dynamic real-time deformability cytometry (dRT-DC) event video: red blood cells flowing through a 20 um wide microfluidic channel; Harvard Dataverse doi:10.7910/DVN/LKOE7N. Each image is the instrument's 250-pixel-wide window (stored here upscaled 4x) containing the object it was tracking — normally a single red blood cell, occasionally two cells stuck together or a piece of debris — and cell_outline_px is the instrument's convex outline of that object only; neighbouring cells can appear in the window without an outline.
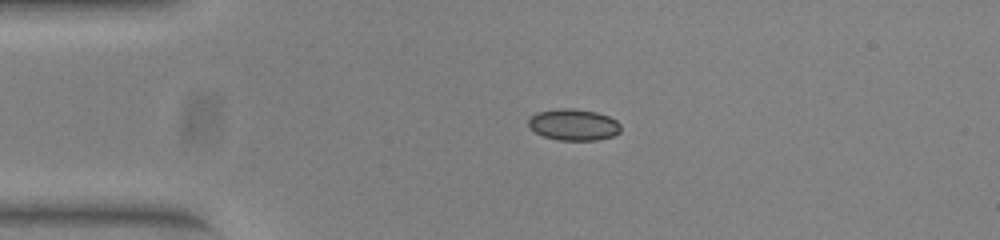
{"species": "common noctule bat (a hibernating species)", "species_latin": "Nyctalus noctula", "temperature_condition": "warm", "stored_images_in_passage": 42, "camera_frame_rate_fps": 3000, "um_per_image_px": 0.085, "animal": {"sex": "female", "body_mass_g": 23.0, "forearm_length_mm": 53.4}, "frame": {"image": 1, "passage_image": 1, "time_ms": 0.0, "image_size_px": [1000, 240], "cell_outline_px": [[620, 132], [612, 136], [596, 140], [556, 140], [544, 136], [528, 128], [528, 120], [536, 112], [556, 108], [572, 108], [596, 112], [608, 116], [616, 120], [620, 124]], "centroid_in_image_um": [48.73, 10.59], "position_along_channel_um": 36.3, "area_um2": 16.99}}
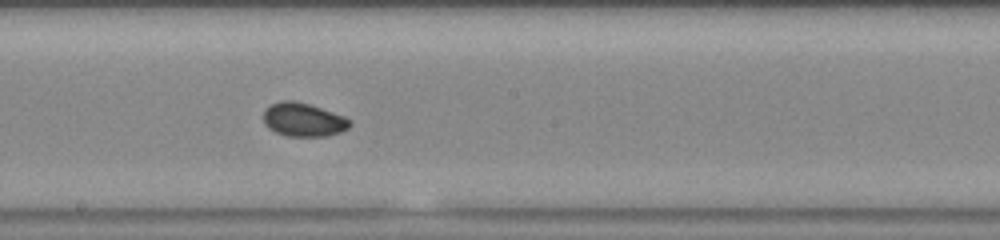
{"frame": {"image": 2, "passage_image": 18, "time_ms": 5.667, "image_size_px": [1000, 240], "cell_outline_px": [[352, 124], [348, 128], [340, 132], [328, 136], [288, 136], [276, 132], [268, 128], [264, 124], [264, 108], [280, 100], [292, 100], [308, 104], [344, 116]], "centroid_in_image_um": [25.76, 10.18], "position_along_channel_um": 222.4, "area_um2": 16.82}}
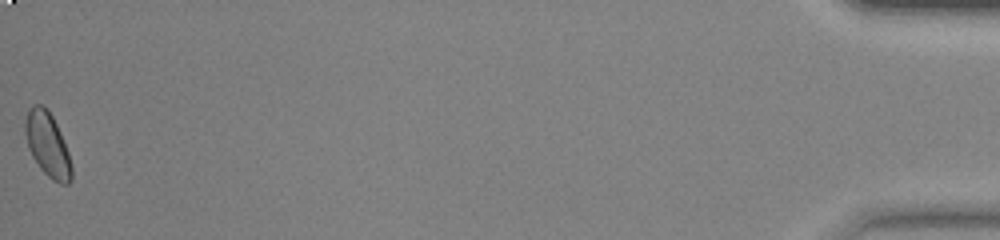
{"frame": {"image": 3, "passage_image": 42, "time_ms": 13.667, "image_size_px": [1000, 240], "cell_outline_px": [[72, 180], [68, 184], [60, 184], [52, 180], [40, 168], [32, 156], [28, 148], [24, 132], [24, 124], [28, 108], [32, 104], [40, 104], [52, 116], [60, 132], [68, 152], [72, 168]], "centroid_in_image_um": [4.02, 12.3], "position_along_channel_um": 431.2, "area_um2": 17.34}, "authors_computed_cell_mechanics": {"area_um2": 16.5308, "velocity_mm_per_s": 3.8968, "shape_relaxation_time_tau1_ms": 3.843, "shape_relaxation_time_tau2_ms": 1.8135, "deformation_change_tau1": 0.0836, "deformation_change_tau2": 0.0449}}